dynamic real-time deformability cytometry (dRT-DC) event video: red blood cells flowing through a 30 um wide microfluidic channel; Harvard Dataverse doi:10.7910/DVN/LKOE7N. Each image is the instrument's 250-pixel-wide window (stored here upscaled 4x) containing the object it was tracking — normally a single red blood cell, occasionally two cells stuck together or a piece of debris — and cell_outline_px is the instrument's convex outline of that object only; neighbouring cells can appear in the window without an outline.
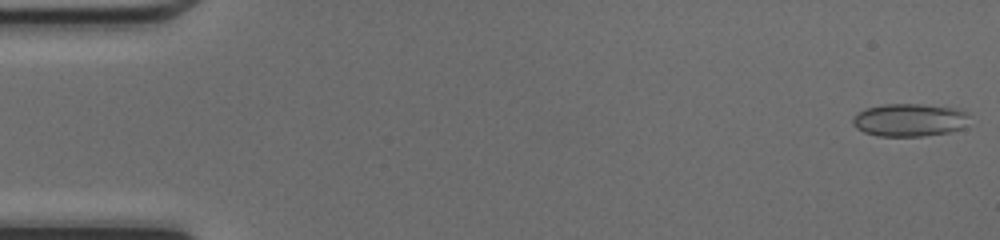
{"species": "common noctule bat (a hibernating species)", "species_latin": "Nyctalus noctula", "temperature_condition": "cold", "stored_images_in_passage": 48, "camera_frame_rate_fps": 3000, "um_per_image_px": 0.085, "animal": {"sex": "female", "body_mass_g": 17.0, "forearm_length_mm": 48.0}, "frame": {"image": 1, "passage_image": 1, "time_ms": 0.0, "image_size_px": [1000, 240], "cell_outline_px": [[968, 112], [964, 128], [948, 132], [924, 136], [876, 136], [864, 132], [856, 128], [852, 124], [852, 120], [860, 112], [868, 108], [884, 104], [920, 104], [956, 108]], "centroid_in_image_um": [77.31, 10.21], "position_along_channel_um": 7.7, "area_um2": 22.2}}
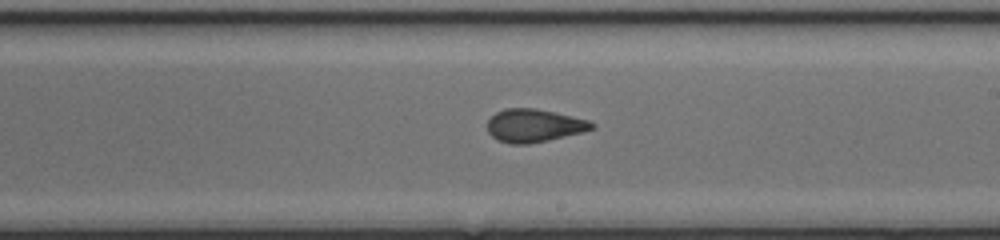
{"frame": {"image": 2, "passage_image": 28, "time_ms": 9.0, "image_size_px": [1000, 240], "cell_outline_px": [[596, 128], [548, 140], [528, 144], [508, 144], [496, 140], [488, 132], [488, 120], [496, 112], [504, 108], [536, 108], [588, 120], [596, 124]], "centroid_in_image_um": [45.36, 10.67], "position_along_channel_um": 243.6, "area_um2": 20.06}}
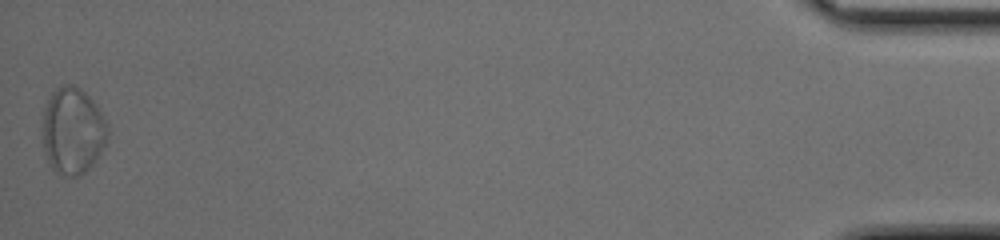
{"frame": {"image": 3, "passage_image": 48, "time_ms": 15.667, "image_size_px": [1000, 240], "cell_outline_px": [[108, 132], [104, 144], [100, 152], [92, 164], [80, 176], [60, 176], [52, 168], [48, 160], [44, 148], [44, 108], [52, 92], [56, 88], [64, 84], [72, 84], [80, 88], [96, 104], [108, 128]], "centroid_in_image_um": [6.17, 11.12], "position_along_channel_um": 429.0, "area_um2": 32.37}, "authors_computed_cell_mechanics": {"area_um2": 21.1548, "velocity_mm_per_s": 4.2726, "shape_relaxation_time_tau1_ms": null, "shape_relaxation_time_tau2_ms": 1.0841, "deformation_change_tau1": null, "deformation_change_tau2": 0.0528}}